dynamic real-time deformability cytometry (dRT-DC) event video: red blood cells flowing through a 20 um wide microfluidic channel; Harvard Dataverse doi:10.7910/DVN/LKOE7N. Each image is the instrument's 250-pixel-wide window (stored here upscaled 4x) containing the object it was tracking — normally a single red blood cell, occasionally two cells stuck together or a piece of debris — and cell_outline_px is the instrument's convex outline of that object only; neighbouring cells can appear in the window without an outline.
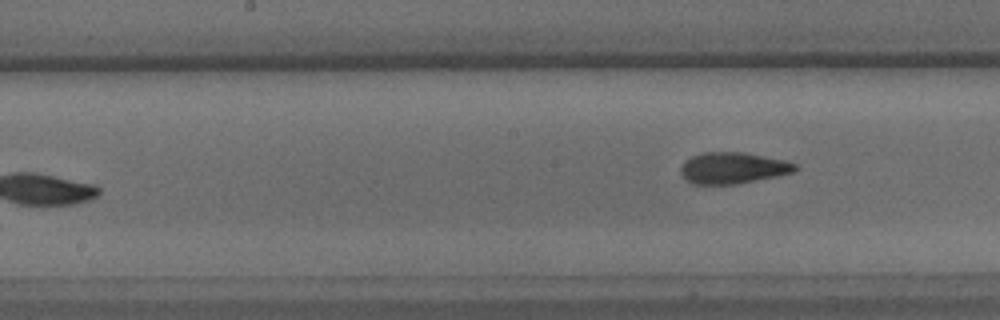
{"species": "common noctule bat (a hibernating species)", "species_latin": "Nyctalus noctula", "temperature_condition": "warm", "stored_images_in_passage": 11, "camera_frame_rate_fps": 3000, "um_per_image_px": 0.085, "animal": {"sex": "male", "body_mass_g": 15.6}, "frame": {"image": 1, "passage_image": 11, "time_ms": 12.667, "image_size_px": [1000, 320], "cell_outline_px": [[800, 168], [792, 172], [776, 176], [736, 184], [692, 184], [684, 180], [680, 172], [680, 168], [684, 160], [692, 156], [704, 152], [744, 152], [784, 160], [796, 164]], "centroid_in_image_um": [62.25, 14.28], "position_along_channel_um": 185.9, "area_um2": 20.98}}